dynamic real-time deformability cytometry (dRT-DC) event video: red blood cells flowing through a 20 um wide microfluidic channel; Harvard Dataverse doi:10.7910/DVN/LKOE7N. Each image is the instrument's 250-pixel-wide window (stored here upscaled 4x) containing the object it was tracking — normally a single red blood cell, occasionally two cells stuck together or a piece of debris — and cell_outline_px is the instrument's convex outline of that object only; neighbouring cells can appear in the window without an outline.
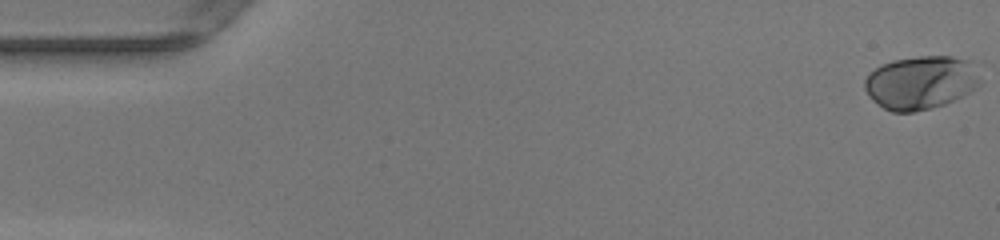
{"species": "human", "species_latin": "Homo sapiens", "temperature_condition": "warm", "stored_images_in_passage": 50, "camera_frame_rate_fps": 3000, "um_per_image_px": 0.085, "donor": {"sex": "female"}, "frame": {"image": 1, "passage_image": 1, "time_ms": 0.0, "image_size_px": [1000, 240], "cell_outline_px": [[980, 84], [976, 88], [944, 104], [912, 112], [892, 112], [884, 108], [872, 100], [868, 96], [864, 88], [864, 80], [868, 72], [880, 64], [892, 60], [920, 56], [952, 56], [972, 60], [980, 80]], "centroid_in_image_um": [78.23, 6.99], "position_along_channel_um": 6.8, "area_um2": 36.13}}
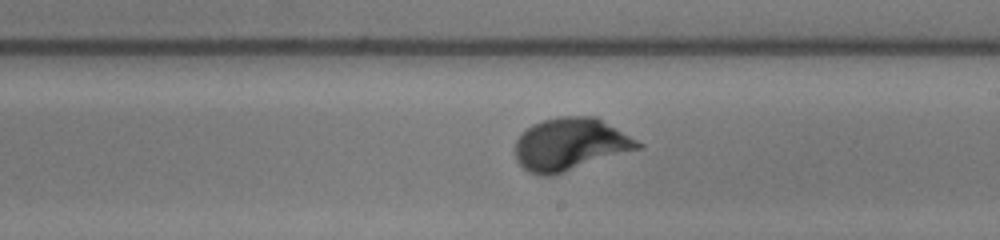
{"frame": {"image": 2, "passage_image": 29, "time_ms": 9.333, "image_size_px": [1000, 240], "cell_outline_px": [[644, 148], [552, 176], [544, 176], [528, 172], [516, 160], [516, 140], [520, 132], [532, 124], [544, 120], [560, 116], [596, 116], [644, 144]], "centroid_in_image_um": [48.49, 12.27], "position_along_channel_um": 240.5, "area_um2": 37.86}}
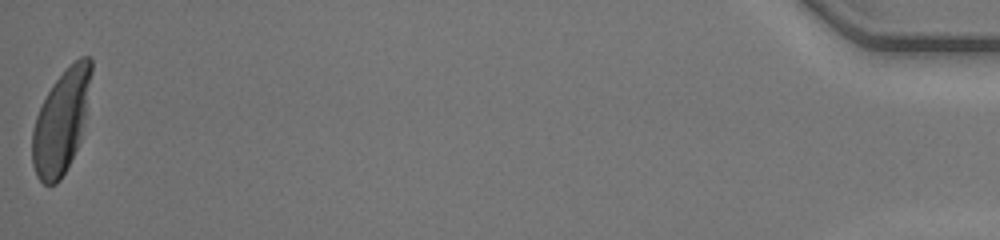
{"frame": {"image": 3, "passage_image": 50, "time_ms": 16.333, "image_size_px": [1000, 240], "cell_outline_px": [[92, 72], [80, 140], [60, 180], [56, 184], [44, 184], [36, 176], [32, 164], [32, 132], [36, 116], [52, 84], [80, 56], [92, 56]], "centroid_in_image_um": [5.18, 10.34], "position_along_channel_um": 430.0, "area_um2": 34.68}, "authors_computed_cell_mechanics": {"area_um2": 34.9112, "velocity_mm_per_s": 4.1806, "shape_relaxation_time_tau1_ms": 1.6626, "shape_relaxation_time_tau2_ms": null, "deformation_change_tau1": 0.1615, "deformation_change_tau2": null}}